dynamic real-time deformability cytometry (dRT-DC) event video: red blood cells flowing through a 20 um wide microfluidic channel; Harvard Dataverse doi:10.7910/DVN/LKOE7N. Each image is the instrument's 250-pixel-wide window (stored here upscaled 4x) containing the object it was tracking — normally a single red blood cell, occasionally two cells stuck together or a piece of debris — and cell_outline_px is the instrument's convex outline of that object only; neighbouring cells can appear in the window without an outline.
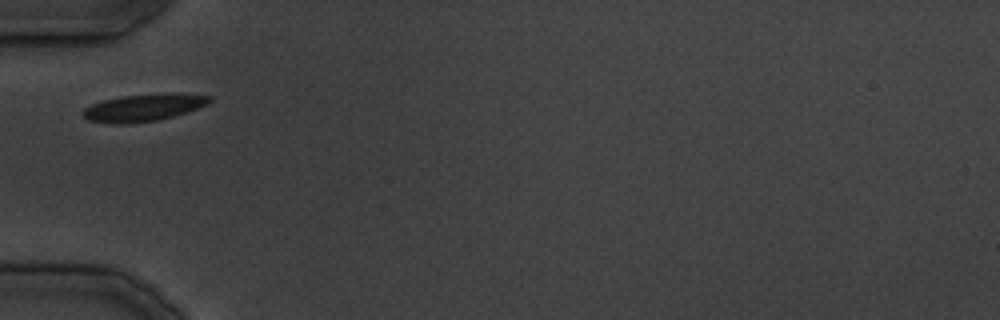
{"species": "common noctule bat (a hibernating species)", "species_latin": "Nyctalus noctula", "temperature_condition": "cold", "stored_images_in_passage": 22, "camera_frame_rate_fps": 3000, "um_per_image_px": 0.085, "animal": {"sex": "male", "body_mass_g": 19.5, "forearm_length_mm": 54.6}, "frame": {"image": 1, "passage_image": 1, "time_ms": 0.0, "image_size_px": [1000, 320], "cell_outline_px": [[212, 100], [196, 108], [172, 116], [156, 120], [120, 124], [116, 124], [88, 120], [84, 116], [84, 108], [92, 104], [104, 100], [124, 96], [212, 96]], "centroid_in_image_um": [12.05, 9.2], "position_along_channel_um": 73.0, "area_um2": 18.32}}
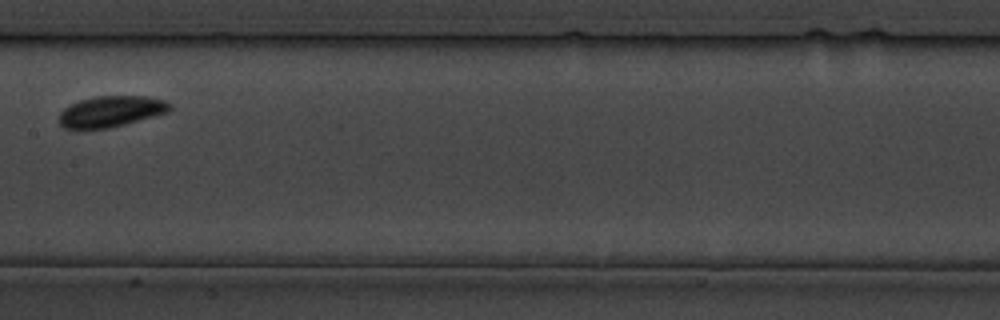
{"frame": {"image": 2, "passage_image": 8, "time_ms": 8.667, "image_size_px": [1000, 320], "cell_outline_px": [[172, 108], [168, 112], [124, 124], [108, 128], [64, 128], [60, 124], [60, 112], [64, 108], [80, 100], [96, 96], [148, 96], [164, 100], [172, 104]], "centroid_in_image_um": [9.46, 9.45], "position_along_channel_um": 197.9, "area_um2": 19.77}}
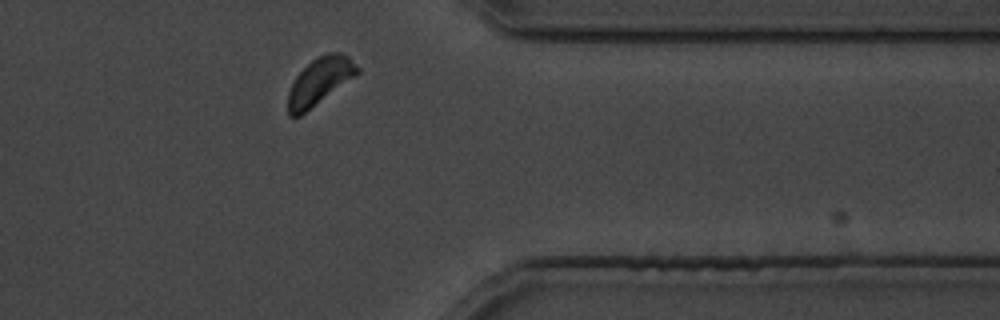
{"frame": {"image": 3, "passage_image": 19, "time_ms": 22.0, "image_size_px": [1000, 320], "cell_outline_px": [[360, 72], [300, 116], [288, 116], [288, 92], [296, 76], [312, 60], [328, 52], [340, 52], [348, 56], [360, 68]], "centroid_in_image_um": [27.18, 6.9], "position_along_channel_um": 384.2, "area_um2": 18.61}}